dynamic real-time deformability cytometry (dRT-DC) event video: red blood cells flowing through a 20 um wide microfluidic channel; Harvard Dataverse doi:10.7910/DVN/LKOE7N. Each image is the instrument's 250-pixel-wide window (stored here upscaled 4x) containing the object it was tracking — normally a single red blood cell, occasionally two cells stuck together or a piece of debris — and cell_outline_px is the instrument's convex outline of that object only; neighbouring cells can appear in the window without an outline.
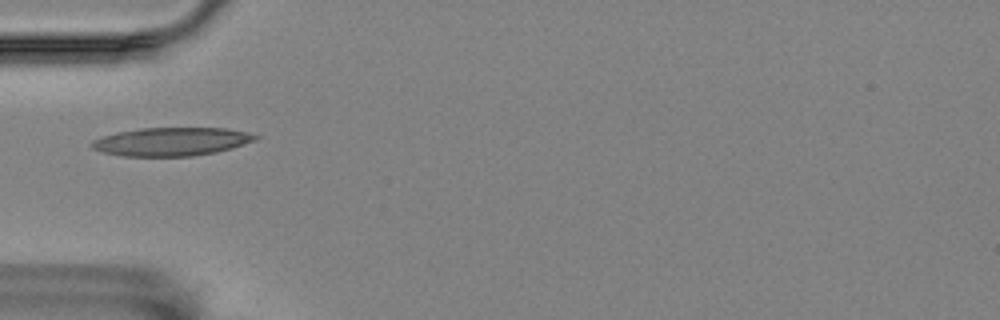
{"species": "Egyptian fruit bat (a non-hibernating species)", "species_latin": "Rousettus aegyptiacus", "temperature_condition": "room temperature", "stored_images_in_passage": 3, "camera_frame_rate_fps": 3000, "um_per_image_px": 0.085, "animal": {"sex": "female"}, "frame": {"image": 1, "passage_image": 1, "time_ms": 0.0, "image_size_px": [1000, 320], "cell_outline_px": [[260, 136], [256, 140], [232, 148], [216, 152], [192, 156], [124, 156], [104, 152], [92, 148], [88, 144], [92, 140], [116, 132], [140, 128], [228, 128], [248, 132]], "centroid_in_image_um": [14.58, 12.03], "position_along_channel_um": 70.4, "area_um2": 27.11}}
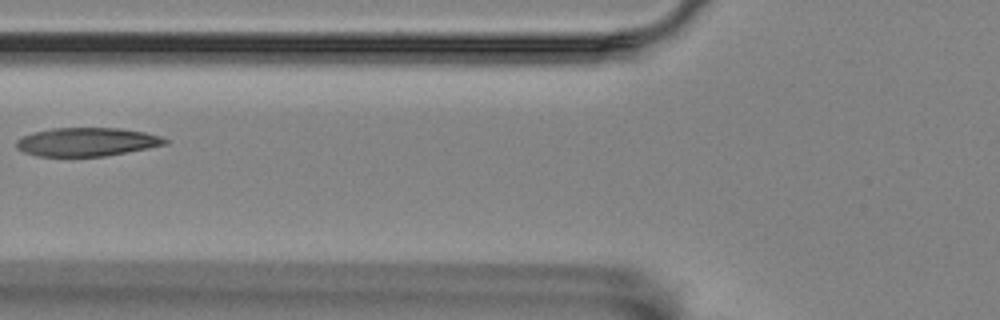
{"frame": {"image": 2, "passage_image": 2, "time_ms": 0.333, "image_size_px": [1000, 320], "cell_outline_px": [[168, 144], [148, 148], [104, 156], [36, 156], [24, 152], [16, 148], [16, 140], [32, 132], [52, 128], [120, 128], [144, 132], [160, 136], [168, 140]], "centroid_in_image_um": [7.36, 12.06], "position_along_channel_um": 118.4, "area_um2": 24.68}}
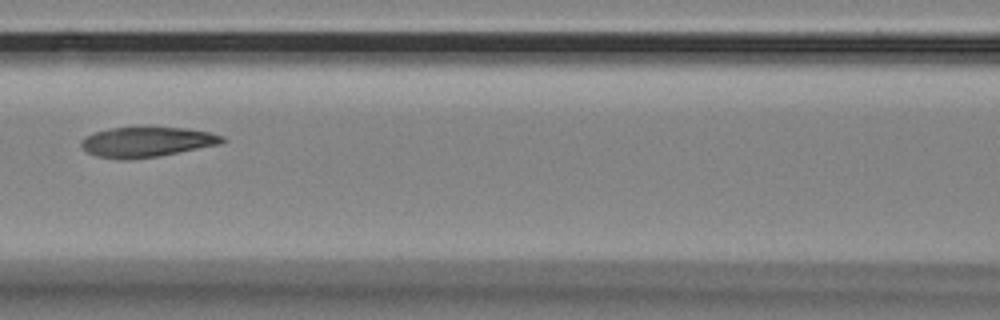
{"frame": {"image": 3, "passage_image": 3, "time_ms": 0.667, "image_size_px": [1000, 320], "cell_outline_px": [[228, 140], [220, 144], [160, 156], [128, 160], [124, 160], [96, 156], [88, 152], [80, 144], [88, 136], [96, 132], [112, 128], [184, 128], [208, 132], [224, 136]], "centroid_in_image_um": [12.53, 12.08], "position_along_channel_um": 154.1, "area_um2": 24.33}}